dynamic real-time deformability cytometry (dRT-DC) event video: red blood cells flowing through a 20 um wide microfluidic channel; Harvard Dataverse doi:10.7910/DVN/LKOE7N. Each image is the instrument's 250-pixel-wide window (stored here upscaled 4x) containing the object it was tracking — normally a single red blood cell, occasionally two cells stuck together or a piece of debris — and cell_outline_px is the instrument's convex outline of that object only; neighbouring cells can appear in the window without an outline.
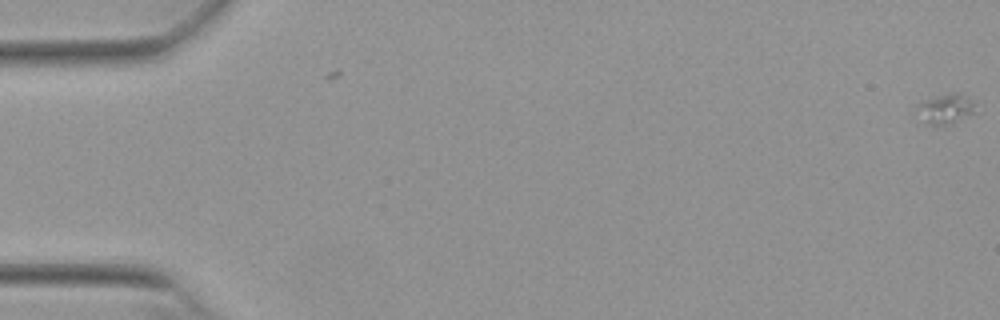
{"species": "Egyptian fruit bat (a non-hibernating species)", "species_latin": "Rousettus aegyptiacus", "temperature_condition": "warm", "stored_images_in_passage": 3, "camera_frame_rate_fps": 3000, "um_per_image_px": 0.085, "animal": {"sex": "female"}, "frame": {"image": 1, "passage_image": 3, "time_ms": 0.667, "image_size_px": [1000, 320], "cell_outline_px": [[976, 100], [972, 112], [952, 124], [932, 128], [924, 124], [912, 112], [924, 100], [936, 96], [956, 92]], "centroid_in_image_um": [80.26, 9.31], "position_along_channel_um": 4.7, "area_um2": 10.69}}